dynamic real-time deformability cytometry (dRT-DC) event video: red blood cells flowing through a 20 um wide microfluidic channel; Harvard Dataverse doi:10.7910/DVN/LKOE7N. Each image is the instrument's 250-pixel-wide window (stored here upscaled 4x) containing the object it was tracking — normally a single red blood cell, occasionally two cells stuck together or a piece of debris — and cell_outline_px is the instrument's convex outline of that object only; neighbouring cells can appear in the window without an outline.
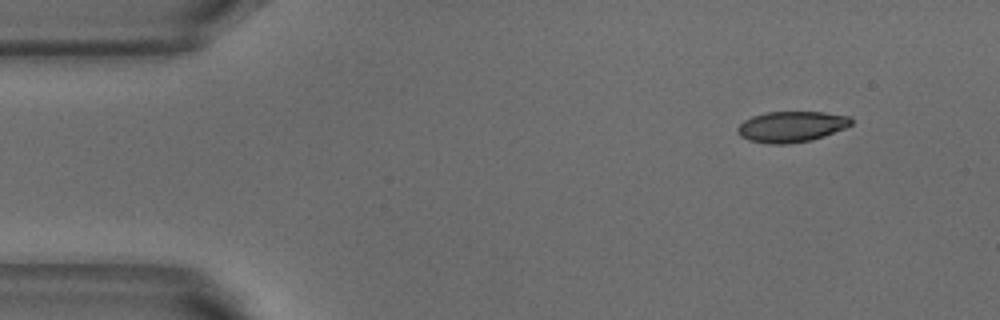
{"species": "common noctule bat (a hibernating species)", "species_latin": "Nyctalus noctula", "temperature_condition": "warm", "stored_images_in_passage": 3, "segment_of_instrument_passage": [2, 2], "camera_frame_rate_fps": 3000, "um_per_image_px": 0.085, "animal": {"sex": "male", "body_mass_g": 18.8}, "frame": {"image": 1, "passage_image": 3, "time_ms": 0.667, "image_size_px": [1000, 320], "cell_outline_px": [[852, 124], [844, 128], [824, 136], [812, 140], [788, 144], [768, 144], [748, 140], [740, 136], [736, 132], [736, 128], [744, 120], [752, 116], [764, 112], [824, 112], [848, 116], [852, 120]], "centroid_in_image_um": [67.22, 10.77], "position_along_channel_um": 17.8, "area_um2": 20.52}}